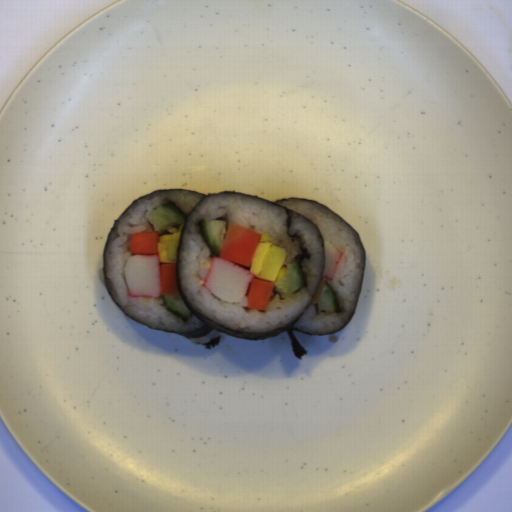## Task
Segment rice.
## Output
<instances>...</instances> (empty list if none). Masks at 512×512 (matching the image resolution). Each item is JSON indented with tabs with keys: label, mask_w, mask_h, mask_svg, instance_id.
Instances as JSON below:
<instances>
[{
	"label": "rice",
	"mask_w": 512,
	"mask_h": 512,
	"mask_svg": "<svg viewBox=\"0 0 512 512\" xmlns=\"http://www.w3.org/2000/svg\"><path fill=\"white\" fill-rule=\"evenodd\" d=\"M290 212L247 196L217 194L201 200L185 223L178 262L181 290L195 311L224 328L241 333H263L288 326L302 317L293 328L309 334H330L341 329L350 319L360 294L364 273L363 247L353 231L331 210L308 200H283ZM227 220L268 235L272 244L286 249L287 268L295 256L301 254L300 246L307 247L311 261L304 260L302 270L306 287L287 298L274 293L265 311L246 308L247 294L240 303L225 302L210 293L203 285L213 254L203 239L197 223L201 219ZM326 240L343 251V257L334 280L326 281L335 293L339 313L317 312L313 297L322 281L325 265ZM248 293V292H247Z\"/></svg>",
	"instance_id": "1"
},
{
	"label": "rice",
	"mask_w": 512,
	"mask_h": 512,
	"mask_svg": "<svg viewBox=\"0 0 512 512\" xmlns=\"http://www.w3.org/2000/svg\"><path fill=\"white\" fill-rule=\"evenodd\" d=\"M201 198L202 195L197 193L182 191L154 193L141 199L122 217L107 243L104 267L112 296L129 317L153 329L180 334L194 332L203 324L192 314L189 320L174 315L164 305L162 293L159 297L130 296L125 269L129 257L137 255L130 251L131 237L134 233L140 232H157L158 238L168 233H181L184 222L159 232L151 220V212L166 202H174L186 218Z\"/></svg>",
	"instance_id": "2"
},
{
	"label": "rice",
	"mask_w": 512,
	"mask_h": 512,
	"mask_svg": "<svg viewBox=\"0 0 512 512\" xmlns=\"http://www.w3.org/2000/svg\"><path fill=\"white\" fill-rule=\"evenodd\" d=\"M220 334H221V332H219L217 329H213L211 332H209L208 334H206L204 336L189 338V340H191L192 342H194L196 344L203 345V344H208L209 342H211L212 340H214L215 338L220 336Z\"/></svg>",
	"instance_id": "3"
}]
</instances>
